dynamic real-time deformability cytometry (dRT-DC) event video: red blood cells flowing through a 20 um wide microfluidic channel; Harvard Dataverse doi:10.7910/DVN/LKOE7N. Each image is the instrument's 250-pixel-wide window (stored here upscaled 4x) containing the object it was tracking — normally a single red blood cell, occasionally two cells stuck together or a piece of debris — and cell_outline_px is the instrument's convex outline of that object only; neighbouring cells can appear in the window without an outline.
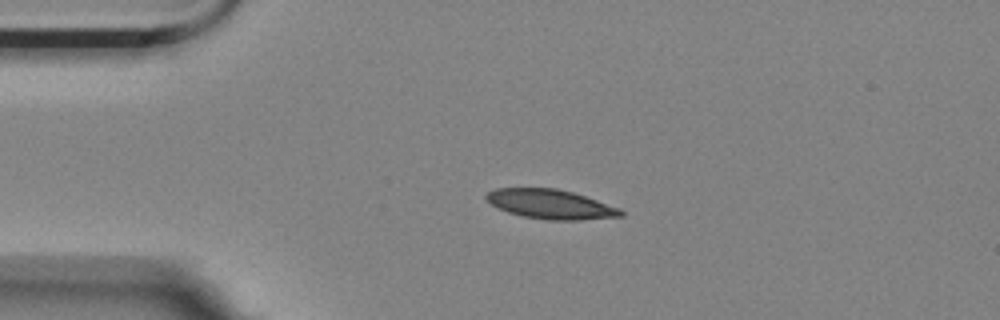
{"species": "Egyptian fruit bat (a non-hibernating species)", "species_latin": "Rousettus aegyptiacus", "temperature_condition": "room temperature", "stored_images_in_passage": 7, "segment_of_instrument_passage": [1, 2], "camera_frame_rate_fps": 3000, "um_per_image_px": 0.085, "animal": {"sex": "female"}, "frame": {"image": 1, "passage_image": 3, "time_ms": 0.667, "image_size_px": [1000, 320], "cell_outline_px": [[624, 216], [580, 220], [548, 220], [524, 216], [508, 212], [492, 204], [484, 196], [488, 192], [496, 188], [556, 188], [572, 192], [620, 208], [624, 212]], "centroid_in_image_um": [46.82, 17.36], "position_along_channel_um": 38.2, "area_um2": 22.83}}